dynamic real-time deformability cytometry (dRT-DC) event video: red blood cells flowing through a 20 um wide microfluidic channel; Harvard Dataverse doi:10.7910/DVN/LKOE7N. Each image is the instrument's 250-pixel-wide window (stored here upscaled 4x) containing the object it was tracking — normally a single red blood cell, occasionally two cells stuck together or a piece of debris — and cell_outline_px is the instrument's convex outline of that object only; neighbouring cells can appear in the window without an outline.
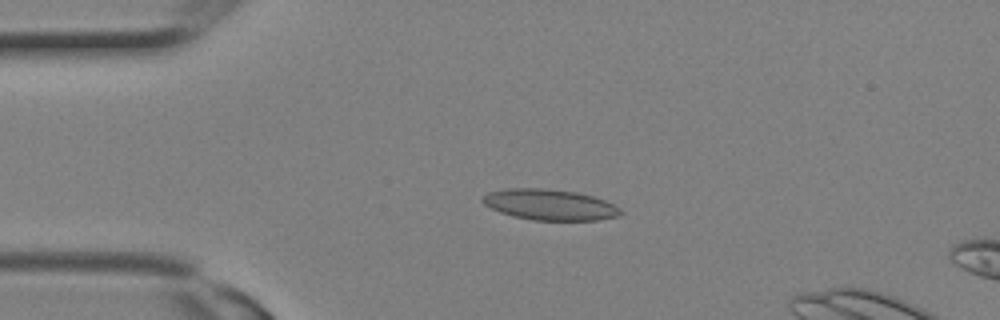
{"species": "Egyptian fruit bat (a non-hibernating species)", "species_latin": "Rousettus aegyptiacus", "temperature_condition": "room temperature", "stored_images_in_passage": 2, "camera_frame_rate_fps": 3000, "um_per_image_px": 0.085, "animal": {"sex": "female"}, "frame": {"image": 1, "passage_image": 1, "time_ms": 0.0, "image_size_px": [1000, 320], "cell_outline_px": [[624, 212], [620, 216], [596, 220], [532, 220], [512, 216], [500, 212], [484, 204], [480, 200], [488, 192], [504, 188], [544, 188], [576, 192], [592, 196], [604, 200], [620, 208]], "centroid_in_image_um": [46.72, 17.4], "position_along_channel_um": 38.3, "area_um2": 24.85}}